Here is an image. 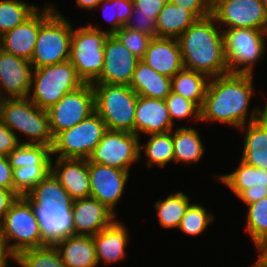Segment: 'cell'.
<instances>
[{
    "label": "cell",
    "instance_id": "48",
    "mask_svg": "<svg viewBox=\"0 0 267 267\" xmlns=\"http://www.w3.org/2000/svg\"><path fill=\"white\" fill-rule=\"evenodd\" d=\"M267 197V186L265 187H250L245 189L238 198L246 205L257 202L258 200Z\"/></svg>",
    "mask_w": 267,
    "mask_h": 267
},
{
    "label": "cell",
    "instance_id": "8",
    "mask_svg": "<svg viewBox=\"0 0 267 267\" xmlns=\"http://www.w3.org/2000/svg\"><path fill=\"white\" fill-rule=\"evenodd\" d=\"M55 10L40 26L33 56V69L69 60L73 27Z\"/></svg>",
    "mask_w": 267,
    "mask_h": 267
},
{
    "label": "cell",
    "instance_id": "24",
    "mask_svg": "<svg viewBox=\"0 0 267 267\" xmlns=\"http://www.w3.org/2000/svg\"><path fill=\"white\" fill-rule=\"evenodd\" d=\"M67 267H96L93 236L70 235L54 244Z\"/></svg>",
    "mask_w": 267,
    "mask_h": 267
},
{
    "label": "cell",
    "instance_id": "54",
    "mask_svg": "<svg viewBox=\"0 0 267 267\" xmlns=\"http://www.w3.org/2000/svg\"><path fill=\"white\" fill-rule=\"evenodd\" d=\"M263 125L267 127V103L264 105L263 109H259V118Z\"/></svg>",
    "mask_w": 267,
    "mask_h": 267
},
{
    "label": "cell",
    "instance_id": "26",
    "mask_svg": "<svg viewBox=\"0 0 267 267\" xmlns=\"http://www.w3.org/2000/svg\"><path fill=\"white\" fill-rule=\"evenodd\" d=\"M239 129L245 131L241 160L250 166L267 169V127L258 119Z\"/></svg>",
    "mask_w": 267,
    "mask_h": 267
},
{
    "label": "cell",
    "instance_id": "57",
    "mask_svg": "<svg viewBox=\"0 0 267 267\" xmlns=\"http://www.w3.org/2000/svg\"><path fill=\"white\" fill-rule=\"evenodd\" d=\"M262 1H263L264 10L267 16V0H262Z\"/></svg>",
    "mask_w": 267,
    "mask_h": 267
},
{
    "label": "cell",
    "instance_id": "12",
    "mask_svg": "<svg viewBox=\"0 0 267 267\" xmlns=\"http://www.w3.org/2000/svg\"><path fill=\"white\" fill-rule=\"evenodd\" d=\"M140 138L126 131L107 130L89 160L124 171L140 160Z\"/></svg>",
    "mask_w": 267,
    "mask_h": 267
},
{
    "label": "cell",
    "instance_id": "39",
    "mask_svg": "<svg viewBox=\"0 0 267 267\" xmlns=\"http://www.w3.org/2000/svg\"><path fill=\"white\" fill-rule=\"evenodd\" d=\"M213 214L199 204H190L181 219L179 229L187 234L196 236L204 232L208 225L213 221Z\"/></svg>",
    "mask_w": 267,
    "mask_h": 267
},
{
    "label": "cell",
    "instance_id": "30",
    "mask_svg": "<svg viewBox=\"0 0 267 267\" xmlns=\"http://www.w3.org/2000/svg\"><path fill=\"white\" fill-rule=\"evenodd\" d=\"M190 204L188 195L181 191L168 195L165 200L156 201L154 206L160 226L165 229L178 228Z\"/></svg>",
    "mask_w": 267,
    "mask_h": 267
},
{
    "label": "cell",
    "instance_id": "35",
    "mask_svg": "<svg viewBox=\"0 0 267 267\" xmlns=\"http://www.w3.org/2000/svg\"><path fill=\"white\" fill-rule=\"evenodd\" d=\"M50 172L51 164H33L13 168L14 192L18 196H26Z\"/></svg>",
    "mask_w": 267,
    "mask_h": 267
},
{
    "label": "cell",
    "instance_id": "34",
    "mask_svg": "<svg viewBox=\"0 0 267 267\" xmlns=\"http://www.w3.org/2000/svg\"><path fill=\"white\" fill-rule=\"evenodd\" d=\"M12 168L24 165L51 164V147L42 144H19L8 155Z\"/></svg>",
    "mask_w": 267,
    "mask_h": 267
},
{
    "label": "cell",
    "instance_id": "27",
    "mask_svg": "<svg viewBox=\"0 0 267 267\" xmlns=\"http://www.w3.org/2000/svg\"><path fill=\"white\" fill-rule=\"evenodd\" d=\"M196 20L187 9L167 1L156 19L157 37L178 39Z\"/></svg>",
    "mask_w": 267,
    "mask_h": 267
},
{
    "label": "cell",
    "instance_id": "7",
    "mask_svg": "<svg viewBox=\"0 0 267 267\" xmlns=\"http://www.w3.org/2000/svg\"><path fill=\"white\" fill-rule=\"evenodd\" d=\"M109 34L97 26L87 25L73 29L69 61L84 83H93L104 64V43Z\"/></svg>",
    "mask_w": 267,
    "mask_h": 267
},
{
    "label": "cell",
    "instance_id": "14",
    "mask_svg": "<svg viewBox=\"0 0 267 267\" xmlns=\"http://www.w3.org/2000/svg\"><path fill=\"white\" fill-rule=\"evenodd\" d=\"M104 57L101 74L93 83L130 86L140 59L134 56L114 34H109L105 40Z\"/></svg>",
    "mask_w": 267,
    "mask_h": 267
},
{
    "label": "cell",
    "instance_id": "45",
    "mask_svg": "<svg viewBox=\"0 0 267 267\" xmlns=\"http://www.w3.org/2000/svg\"><path fill=\"white\" fill-rule=\"evenodd\" d=\"M133 11L132 13L144 14L153 16L157 19L158 14L167 3V0H132Z\"/></svg>",
    "mask_w": 267,
    "mask_h": 267
},
{
    "label": "cell",
    "instance_id": "29",
    "mask_svg": "<svg viewBox=\"0 0 267 267\" xmlns=\"http://www.w3.org/2000/svg\"><path fill=\"white\" fill-rule=\"evenodd\" d=\"M174 162L192 164L200 161L205 147L195 128L181 126L173 132Z\"/></svg>",
    "mask_w": 267,
    "mask_h": 267
},
{
    "label": "cell",
    "instance_id": "11",
    "mask_svg": "<svg viewBox=\"0 0 267 267\" xmlns=\"http://www.w3.org/2000/svg\"><path fill=\"white\" fill-rule=\"evenodd\" d=\"M95 112V95L91 83H84L78 89L65 94L48 110L53 137L70 129Z\"/></svg>",
    "mask_w": 267,
    "mask_h": 267
},
{
    "label": "cell",
    "instance_id": "13",
    "mask_svg": "<svg viewBox=\"0 0 267 267\" xmlns=\"http://www.w3.org/2000/svg\"><path fill=\"white\" fill-rule=\"evenodd\" d=\"M211 14L224 29L264 31L267 24L262 0H212Z\"/></svg>",
    "mask_w": 267,
    "mask_h": 267
},
{
    "label": "cell",
    "instance_id": "52",
    "mask_svg": "<svg viewBox=\"0 0 267 267\" xmlns=\"http://www.w3.org/2000/svg\"><path fill=\"white\" fill-rule=\"evenodd\" d=\"M102 0H76L77 5L80 8L91 10L99 6Z\"/></svg>",
    "mask_w": 267,
    "mask_h": 267
},
{
    "label": "cell",
    "instance_id": "43",
    "mask_svg": "<svg viewBox=\"0 0 267 267\" xmlns=\"http://www.w3.org/2000/svg\"><path fill=\"white\" fill-rule=\"evenodd\" d=\"M171 3L190 11L197 19L211 14L212 0H169Z\"/></svg>",
    "mask_w": 267,
    "mask_h": 267
},
{
    "label": "cell",
    "instance_id": "16",
    "mask_svg": "<svg viewBox=\"0 0 267 267\" xmlns=\"http://www.w3.org/2000/svg\"><path fill=\"white\" fill-rule=\"evenodd\" d=\"M39 10L38 8L22 24L2 35L3 51L31 60L40 26L56 9L45 4L43 9Z\"/></svg>",
    "mask_w": 267,
    "mask_h": 267
},
{
    "label": "cell",
    "instance_id": "41",
    "mask_svg": "<svg viewBox=\"0 0 267 267\" xmlns=\"http://www.w3.org/2000/svg\"><path fill=\"white\" fill-rule=\"evenodd\" d=\"M165 102L173 124V120H188L189 117H193L195 121H201V109L193 101L171 91Z\"/></svg>",
    "mask_w": 267,
    "mask_h": 267
},
{
    "label": "cell",
    "instance_id": "42",
    "mask_svg": "<svg viewBox=\"0 0 267 267\" xmlns=\"http://www.w3.org/2000/svg\"><path fill=\"white\" fill-rule=\"evenodd\" d=\"M118 40L138 59L142 60L152 37L140 31H134L125 26L115 34Z\"/></svg>",
    "mask_w": 267,
    "mask_h": 267
},
{
    "label": "cell",
    "instance_id": "38",
    "mask_svg": "<svg viewBox=\"0 0 267 267\" xmlns=\"http://www.w3.org/2000/svg\"><path fill=\"white\" fill-rule=\"evenodd\" d=\"M246 230L253 243L267 236V197L247 205Z\"/></svg>",
    "mask_w": 267,
    "mask_h": 267
},
{
    "label": "cell",
    "instance_id": "3",
    "mask_svg": "<svg viewBox=\"0 0 267 267\" xmlns=\"http://www.w3.org/2000/svg\"><path fill=\"white\" fill-rule=\"evenodd\" d=\"M0 121L15 135L25 134L23 144H42L52 147L53 135L47 110L36 106L28 97L0 99Z\"/></svg>",
    "mask_w": 267,
    "mask_h": 267
},
{
    "label": "cell",
    "instance_id": "28",
    "mask_svg": "<svg viewBox=\"0 0 267 267\" xmlns=\"http://www.w3.org/2000/svg\"><path fill=\"white\" fill-rule=\"evenodd\" d=\"M208 79L210 78L203 73L183 68L171 78V91L193 101L201 108L208 87Z\"/></svg>",
    "mask_w": 267,
    "mask_h": 267
},
{
    "label": "cell",
    "instance_id": "44",
    "mask_svg": "<svg viewBox=\"0 0 267 267\" xmlns=\"http://www.w3.org/2000/svg\"><path fill=\"white\" fill-rule=\"evenodd\" d=\"M134 14L136 15L138 21L133 20L135 23L134 24L132 22V18H130L125 27L132 29L134 31H140L144 34L151 36L152 38L157 37L156 19L150 15L137 14V13H132V16H135Z\"/></svg>",
    "mask_w": 267,
    "mask_h": 267
},
{
    "label": "cell",
    "instance_id": "46",
    "mask_svg": "<svg viewBox=\"0 0 267 267\" xmlns=\"http://www.w3.org/2000/svg\"><path fill=\"white\" fill-rule=\"evenodd\" d=\"M19 144H23V142L0 121V155L7 157Z\"/></svg>",
    "mask_w": 267,
    "mask_h": 267
},
{
    "label": "cell",
    "instance_id": "2",
    "mask_svg": "<svg viewBox=\"0 0 267 267\" xmlns=\"http://www.w3.org/2000/svg\"><path fill=\"white\" fill-rule=\"evenodd\" d=\"M212 14L197 19L178 38L184 68L209 78L229 73L225 55L223 31L216 26Z\"/></svg>",
    "mask_w": 267,
    "mask_h": 267
},
{
    "label": "cell",
    "instance_id": "37",
    "mask_svg": "<svg viewBox=\"0 0 267 267\" xmlns=\"http://www.w3.org/2000/svg\"><path fill=\"white\" fill-rule=\"evenodd\" d=\"M99 5L103 9V15L105 13V18L109 21V24L111 23L109 30L106 31L108 34H115L132 18L134 7L132 0H102ZM108 10H111V14H107Z\"/></svg>",
    "mask_w": 267,
    "mask_h": 267
},
{
    "label": "cell",
    "instance_id": "5",
    "mask_svg": "<svg viewBox=\"0 0 267 267\" xmlns=\"http://www.w3.org/2000/svg\"><path fill=\"white\" fill-rule=\"evenodd\" d=\"M0 230L6 249L12 257L25 250L48 245L42 238L32 204L24 196H19L11 205L0 223ZM12 240L15 243H9Z\"/></svg>",
    "mask_w": 267,
    "mask_h": 267
},
{
    "label": "cell",
    "instance_id": "25",
    "mask_svg": "<svg viewBox=\"0 0 267 267\" xmlns=\"http://www.w3.org/2000/svg\"><path fill=\"white\" fill-rule=\"evenodd\" d=\"M130 87L138 96L165 100L171 92V78L157 73L140 60L133 73Z\"/></svg>",
    "mask_w": 267,
    "mask_h": 267
},
{
    "label": "cell",
    "instance_id": "56",
    "mask_svg": "<svg viewBox=\"0 0 267 267\" xmlns=\"http://www.w3.org/2000/svg\"><path fill=\"white\" fill-rule=\"evenodd\" d=\"M253 267H267V264L258 258Z\"/></svg>",
    "mask_w": 267,
    "mask_h": 267
},
{
    "label": "cell",
    "instance_id": "18",
    "mask_svg": "<svg viewBox=\"0 0 267 267\" xmlns=\"http://www.w3.org/2000/svg\"><path fill=\"white\" fill-rule=\"evenodd\" d=\"M43 240L54 245L64 237L73 235L72 205L50 203H31Z\"/></svg>",
    "mask_w": 267,
    "mask_h": 267
},
{
    "label": "cell",
    "instance_id": "10",
    "mask_svg": "<svg viewBox=\"0 0 267 267\" xmlns=\"http://www.w3.org/2000/svg\"><path fill=\"white\" fill-rule=\"evenodd\" d=\"M222 31L229 73L253 74L254 65L266 49L264 31L247 28Z\"/></svg>",
    "mask_w": 267,
    "mask_h": 267
},
{
    "label": "cell",
    "instance_id": "32",
    "mask_svg": "<svg viewBox=\"0 0 267 267\" xmlns=\"http://www.w3.org/2000/svg\"><path fill=\"white\" fill-rule=\"evenodd\" d=\"M24 197L30 203L57 201L60 205H72L74 201L51 172Z\"/></svg>",
    "mask_w": 267,
    "mask_h": 267
},
{
    "label": "cell",
    "instance_id": "23",
    "mask_svg": "<svg viewBox=\"0 0 267 267\" xmlns=\"http://www.w3.org/2000/svg\"><path fill=\"white\" fill-rule=\"evenodd\" d=\"M127 228L114 219L106 228L93 236L97 262L116 263L125 258V248L129 240Z\"/></svg>",
    "mask_w": 267,
    "mask_h": 267
},
{
    "label": "cell",
    "instance_id": "53",
    "mask_svg": "<svg viewBox=\"0 0 267 267\" xmlns=\"http://www.w3.org/2000/svg\"><path fill=\"white\" fill-rule=\"evenodd\" d=\"M12 256L9 254V252L6 249V246L4 244L1 230H0V264L7 261L8 258H11Z\"/></svg>",
    "mask_w": 267,
    "mask_h": 267
},
{
    "label": "cell",
    "instance_id": "17",
    "mask_svg": "<svg viewBox=\"0 0 267 267\" xmlns=\"http://www.w3.org/2000/svg\"><path fill=\"white\" fill-rule=\"evenodd\" d=\"M33 67L29 60L0 53V99L26 98L31 93ZM6 92V94H5Z\"/></svg>",
    "mask_w": 267,
    "mask_h": 267
},
{
    "label": "cell",
    "instance_id": "55",
    "mask_svg": "<svg viewBox=\"0 0 267 267\" xmlns=\"http://www.w3.org/2000/svg\"><path fill=\"white\" fill-rule=\"evenodd\" d=\"M11 259H13V262H16L19 267H25L23 265V263L20 260H18L16 257H11ZM7 263H8V261H5L4 263H1L0 267H7L8 266Z\"/></svg>",
    "mask_w": 267,
    "mask_h": 267
},
{
    "label": "cell",
    "instance_id": "22",
    "mask_svg": "<svg viewBox=\"0 0 267 267\" xmlns=\"http://www.w3.org/2000/svg\"><path fill=\"white\" fill-rule=\"evenodd\" d=\"M142 61L169 78L184 68L180 45L174 38H152Z\"/></svg>",
    "mask_w": 267,
    "mask_h": 267
},
{
    "label": "cell",
    "instance_id": "50",
    "mask_svg": "<svg viewBox=\"0 0 267 267\" xmlns=\"http://www.w3.org/2000/svg\"><path fill=\"white\" fill-rule=\"evenodd\" d=\"M255 246L259 253L258 258L267 264V236L263 237Z\"/></svg>",
    "mask_w": 267,
    "mask_h": 267
},
{
    "label": "cell",
    "instance_id": "36",
    "mask_svg": "<svg viewBox=\"0 0 267 267\" xmlns=\"http://www.w3.org/2000/svg\"><path fill=\"white\" fill-rule=\"evenodd\" d=\"M16 258L25 267H67L54 245L22 251Z\"/></svg>",
    "mask_w": 267,
    "mask_h": 267
},
{
    "label": "cell",
    "instance_id": "21",
    "mask_svg": "<svg viewBox=\"0 0 267 267\" xmlns=\"http://www.w3.org/2000/svg\"><path fill=\"white\" fill-rule=\"evenodd\" d=\"M173 126L165 100L138 96L134 122L135 135L166 133L172 131Z\"/></svg>",
    "mask_w": 267,
    "mask_h": 267
},
{
    "label": "cell",
    "instance_id": "1",
    "mask_svg": "<svg viewBox=\"0 0 267 267\" xmlns=\"http://www.w3.org/2000/svg\"><path fill=\"white\" fill-rule=\"evenodd\" d=\"M253 74L228 73L212 77L201 109V121H215L241 128L259 118V109H248L254 93ZM247 119V120H246ZM248 121V122H247Z\"/></svg>",
    "mask_w": 267,
    "mask_h": 267
},
{
    "label": "cell",
    "instance_id": "40",
    "mask_svg": "<svg viewBox=\"0 0 267 267\" xmlns=\"http://www.w3.org/2000/svg\"><path fill=\"white\" fill-rule=\"evenodd\" d=\"M218 179L238 197L245 189L256 185L257 168L246 164L240 159L235 171L230 174L219 175Z\"/></svg>",
    "mask_w": 267,
    "mask_h": 267
},
{
    "label": "cell",
    "instance_id": "47",
    "mask_svg": "<svg viewBox=\"0 0 267 267\" xmlns=\"http://www.w3.org/2000/svg\"><path fill=\"white\" fill-rule=\"evenodd\" d=\"M13 168L6 156L0 155V188L12 190L14 192L13 184Z\"/></svg>",
    "mask_w": 267,
    "mask_h": 267
},
{
    "label": "cell",
    "instance_id": "20",
    "mask_svg": "<svg viewBox=\"0 0 267 267\" xmlns=\"http://www.w3.org/2000/svg\"><path fill=\"white\" fill-rule=\"evenodd\" d=\"M51 173L73 200L90 197L88 159L56 158Z\"/></svg>",
    "mask_w": 267,
    "mask_h": 267
},
{
    "label": "cell",
    "instance_id": "31",
    "mask_svg": "<svg viewBox=\"0 0 267 267\" xmlns=\"http://www.w3.org/2000/svg\"><path fill=\"white\" fill-rule=\"evenodd\" d=\"M144 148L147 159V166L165 167L166 164L174 161L173 130L166 133L150 134L147 144L140 145L141 151Z\"/></svg>",
    "mask_w": 267,
    "mask_h": 267
},
{
    "label": "cell",
    "instance_id": "49",
    "mask_svg": "<svg viewBox=\"0 0 267 267\" xmlns=\"http://www.w3.org/2000/svg\"><path fill=\"white\" fill-rule=\"evenodd\" d=\"M18 197L19 196L12 190L0 188V223Z\"/></svg>",
    "mask_w": 267,
    "mask_h": 267
},
{
    "label": "cell",
    "instance_id": "58",
    "mask_svg": "<svg viewBox=\"0 0 267 267\" xmlns=\"http://www.w3.org/2000/svg\"><path fill=\"white\" fill-rule=\"evenodd\" d=\"M3 51L2 36L0 35V53Z\"/></svg>",
    "mask_w": 267,
    "mask_h": 267
},
{
    "label": "cell",
    "instance_id": "6",
    "mask_svg": "<svg viewBox=\"0 0 267 267\" xmlns=\"http://www.w3.org/2000/svg\"><path fill=\"white\" fill-rule=\"evenodd\" d=\"M84 84L73 64L67 60L50 66L33 69L31 91L28 98L39 108L48 110L65 94Z\"/></svg>",
    "mask_w": 267,
    "mask_h": 267
},
{
    "label": "cell",
    "instance_id": "9",
    "mask_svg": "<svg viewBox=\"0 0 267 267\" xmlns=\"http://www.w3.org/2000/svg\"><path fill=\"white\" fill-rule=\"evenodd\" d=\"M106 131V124L95 111L74 127L58 133L53 139L51 155L89 159Z\"/></svg>",
    "mask_w": 267,
    "mask_h": 267
},
{
    "label": "cell",
    "instance_id": "33",
    "mask_svg": "<svg viewBox=\"0 0 267 267\" xmlns=\"http://www.w3.org/2000/svg\"><path fill=\"white\" fill-rule=\"evenodd\" d=\"M37 9L21 0H0V35L22 24Z\"/></svg>",
    "mask_w": 267,
    "mask_h": 267
},
{
    "label": "cell",
    "instance_id": "19",
    "mask_svg": "<svg viewBox=\"0 0 267 267\" xmlns=\"http://www.w3.org/2000/svg\"><path fill=\"white\" fill-rule=\"evenodd\" d=\"M73 235L94 236L108 227L115 214L99 200L88 197L72 204Z\"/></svg>",
    "mask_w": 267,
    "mask_h": 267
},
{
    "label": "cell",
    "instance_id": "59",
    "mask_svg": "<svg viewBox=\"0 0 267 267\" xmlns=\"http://www.w3.org/2000/svg\"><path fill=\"white\" fill-rule=\"evenodd\" d=\"M264 36L267 37V24H266V27H265V30H264Z\"/></svg>",
    "mask_w": 267,
    "mask_h": 267
},
{
    "label": "cell",
    "instance_id": "4",
    "mask_svg": "<svg viewBox=\"0 0 267 267\" xmlns=\"http://www.w3.org/2000/svg\"><path fill=\"white\" fill-rule=\"evenodd\" d=\"M95 95V111L107 130L134 133L138 94L128 85L91 83Z\"/></svg>",
    "mask_w": 267,
    "mask_h": 267
},
{
    "label": "cell",
    "instance_id": "15",
    "mask_svg": "<svg viewBox=\"0 0 267 267\" xmlns=\"http://www.w3.org/2000/svg\"><path fill=\"white\" fill-rule=\"evenodd\" d=\"M90 197L99 200L115 215L114 208L123 194L129 172L93 163L88 159Z\"/></svg>",
    "mask_w": 267,
    "mask_h": 267
},
{
    "label": "cell",
    "instance_id": "51",
    "mask_svg": "<svg viewBox=\"0 0 267 267\" xmlns=\"http://www.w3.org/2000/svg\"><path fill=\"white\" fill-rule=\"evenodd\" d=\"M267 186V169L257 168V179L254 187Z\"/></svg>",
    "mask_w": 267,
    "mask_h": 267
}]
</instances>
